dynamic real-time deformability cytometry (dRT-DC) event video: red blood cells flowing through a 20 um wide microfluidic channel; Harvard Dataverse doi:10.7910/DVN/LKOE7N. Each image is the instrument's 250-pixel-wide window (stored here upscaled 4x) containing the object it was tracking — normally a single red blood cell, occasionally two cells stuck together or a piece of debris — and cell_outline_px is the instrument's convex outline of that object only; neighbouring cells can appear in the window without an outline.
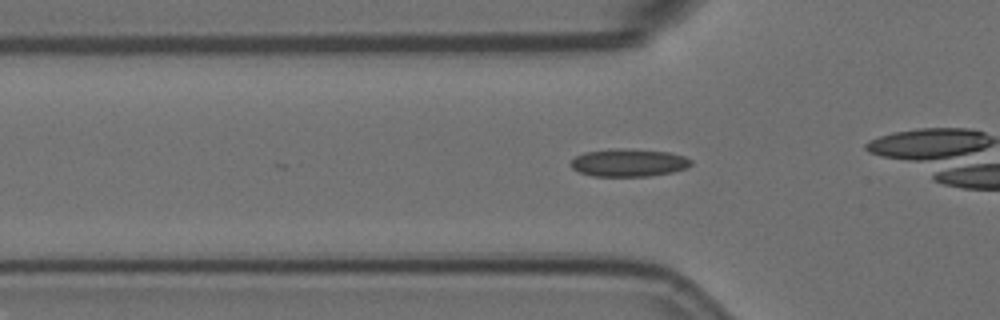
{"species": "Egyptian fruit bat (a non-hibernating species)", "species_latin": "Rousettus aegyptiacus", "temperature_condition": "room temperature", "stored_images_in_passage": 16, "camera_frame_rate_fps": 3000, "um_per_image_px": 0.085, "animal": {"sex": "female"}, "frame": {"image": 1, "passage_image": 6, "time_ms": 1.667, "image_size_px": [1000, 320], "cell_outline_px": [[692, 164], [688, 168], [672, 172], [648, 176], [592, 176], [580, 172], [572, 168], [568, 164], [576, 156], [584, 152], [616, 148], [624, 148], [668, 152], [684, 156], [692, 160]], "centroid_in_image_um": [53.43, 13.83], "position_along_channel_um": 72.4, "area_um2": 19.54}}
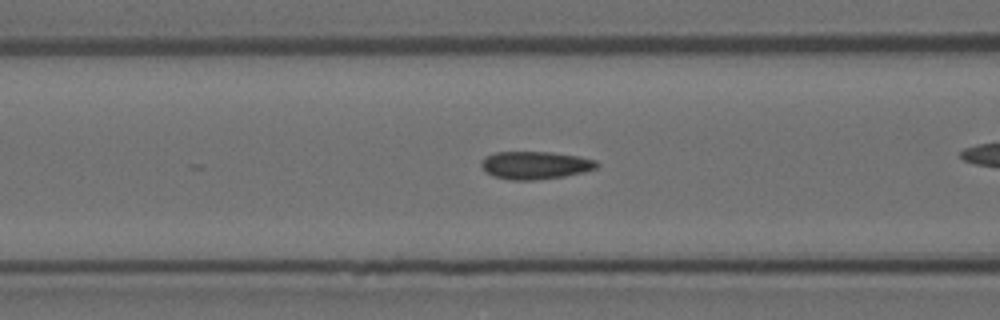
{"frame": {"image": 2, "passage_image": 10, "time_ms": 3.0, "image_size_px": [1000, 320], "cell_outline_px": [[600, 164], [596, 168], [584, 172], [564, 176], [532, 180], [512, 180], [492, 176], [484, 172], [480, 164], [480, 160], [484, 156], [496, 152], [552, 152], [576, 156], [596, 160]], "centroid_in_image_um": [45.44, 14.04], "position_along_channel_um": 121.2, "area_um2": 18.84}}
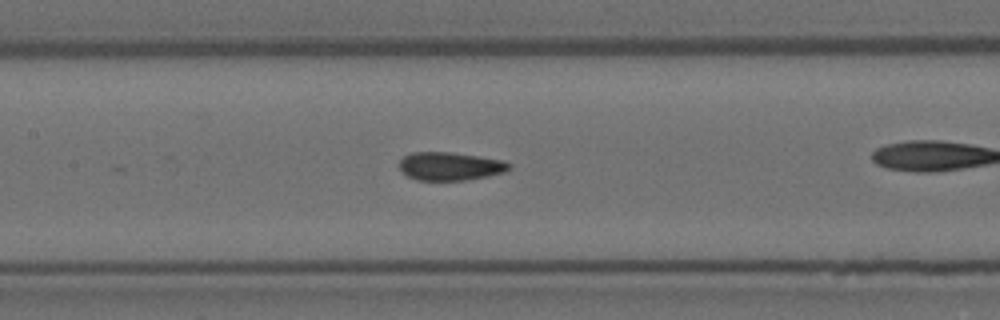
{"frame": {"image": 3, "passage_image": 14, "time_ms": 4.333, "image_size_px": [1000, 320], "cell_outline_px": [[512, 168], [504, 172], [488, 176], [468, 180], [416, 180], [408, 176], [400, 168], [400, 160], [404, 156], [412, 152], [452, 152], [500, 160], [512, 164]], "centroid_in_image_um": [38.27, 14.13], "position_along_channel_um": 169.1, "area_um2": 17.98}}